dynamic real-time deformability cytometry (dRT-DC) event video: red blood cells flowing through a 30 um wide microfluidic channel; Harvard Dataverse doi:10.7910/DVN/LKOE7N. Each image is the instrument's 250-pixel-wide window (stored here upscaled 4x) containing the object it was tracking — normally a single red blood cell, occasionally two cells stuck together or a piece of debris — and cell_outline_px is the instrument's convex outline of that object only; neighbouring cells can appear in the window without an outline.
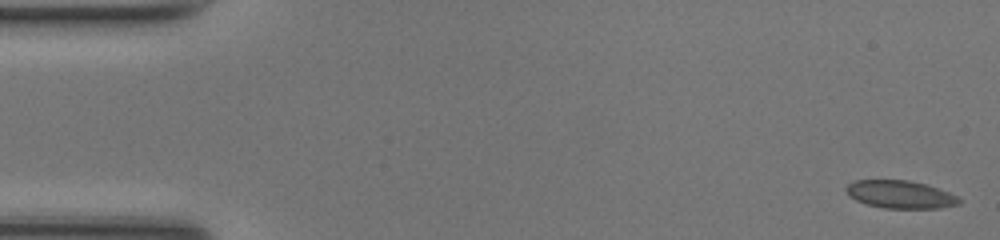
{"species": "common noctule bat (a hibernating species)", "species_latin": "Nyctalus noctula", "temperature_condition": "room temperature", "stored_images_in_passage": 49, "camera_frame_rate_fps": 3000, "um_per_image_px": 0.085, "animal": {"sex": "female", "body_mass_g": 17.0, "forearm_length_mm": 48.0}, "frame": {"image": 1, "passage_image": 1, "time_ms": 0.0, "image_size_px": [1000, 240], "cell_outline_px": [[960, 204], [940, 208], [884, 208], [868, 204], [856, 200], [844, 188], [852, 180], [908, 180], [928, 184], [948, 192], [956, 196], [960, 200]], "centroid_in_image_um": [76.53, 16.52], "position_along_channel_um": 8.5, "area_um2": 18.21}}
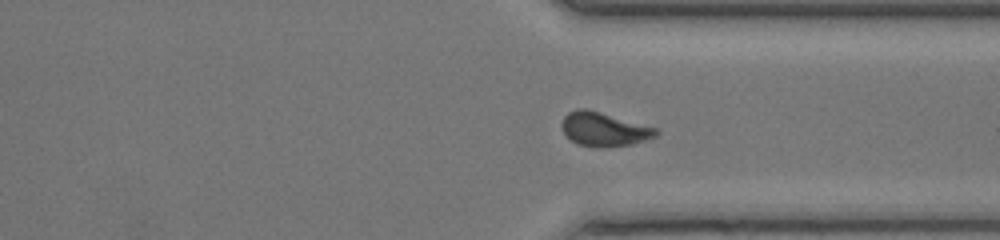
{"frame": {"image": 2, "passage_image": 36, "time_ms": 11.667, "image_size_px": [1000, 240], "cell_outline_px": [[660, 132], [656, 136], [632, 144], [604, 148], [600, 148], [576, 144], [564, 132], [560, 124], [564, 116], [568, 112], [576, 108], [584, 108], [600, 112], [660, 128]], "centroid_in_image_um": [51.36, 10.98], "position_along_channel_um": 360.0, "area_um2": 18.84}}
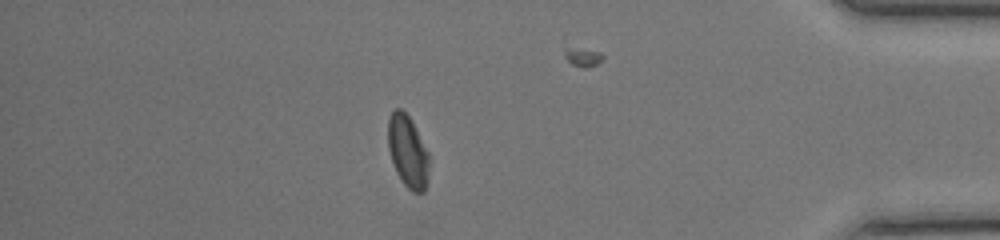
{"frame": {"image": 3, "passage_image": 42, "time_ms": 13.667, "image_size_px": [1000, 240], "cell_outline_px": [[428, 180], [424, 192], [412, 192], [404, 184], [396, 172], [388, 148], [388, 120], [392, 112], [396, 108], [400, 108], [412, 120], [428, 152]], "centroid_in_image_um": [34.66, 12.88], "position_along_channel_um": 400.5, "area_um2": 17.17}, "authors_computed_cell_mechanics": {"area_um2": 18.207, "velocity_mm_per_s": 4.2189, "shape_relaxation_time_tau1_ms": 9.1251, "shape_relaxation_time_tau2_ms": 1.0124, "deformation_change_tau1": 0.1882, "deformation_change_tau2": 0.0552}}